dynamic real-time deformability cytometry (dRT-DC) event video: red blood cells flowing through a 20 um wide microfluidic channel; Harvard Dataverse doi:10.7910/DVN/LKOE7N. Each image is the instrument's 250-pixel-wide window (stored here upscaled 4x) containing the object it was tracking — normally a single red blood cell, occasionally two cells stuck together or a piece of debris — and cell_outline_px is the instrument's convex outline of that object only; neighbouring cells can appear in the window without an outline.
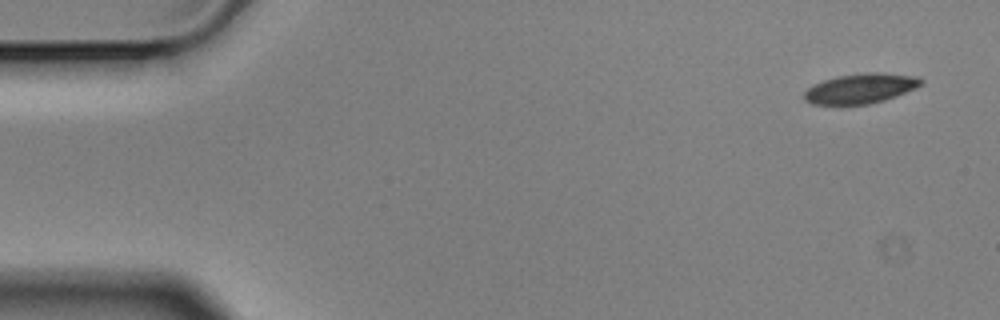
{"species": "Egyptian fruit bat (a non-hibernating species)", "species_latin": "Rousettus aegyptiacus", "temperature_condition": "cold", "stored_images_in_passage": 7, "camera_frame_rate_fps": 3000, "um_per_image_px": 0.085, "animal": {"sex": "male"}, "frame": {"image": 1, "passage_image": 1, "time_ms": 0.0, "image_size_px": [1000, 320], "cell_outline_px": [[924, 80], [916, 88], [896, 96], [884, 100], [868, 104], [812, 104], [804, 100], [804, 92], [812, 84], [836, 76], [868, 72], [880, 72], [916, 76]], "centroid_in_image_um": [73.14, 7.51], "position_along_channel_um": 11.9, "area_um2": 20.35}}
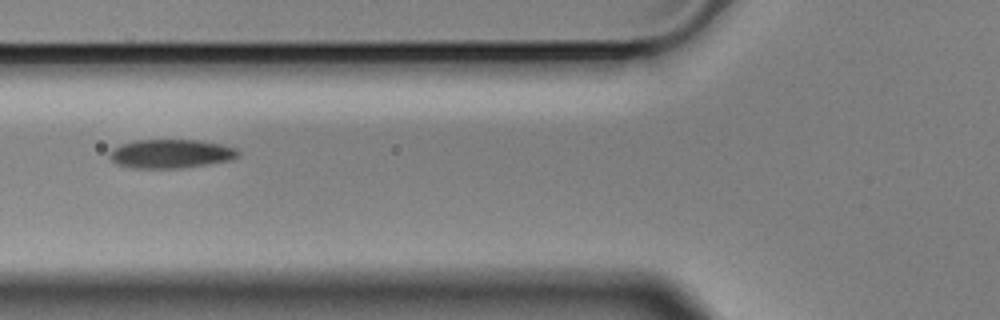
{"frame": {"image": 2, "passage_image": 6, "time_ms": 1.667, "image_size_px": [1000, 320], "cell_outline_px": [[240, 156], [232, 160], [208, 164], [180, 168], [132, 168], [116, 164], [108, 156], [112, 148], [120, 144], [136, 140], [200, 140], [220, 144], [236, 148], [240, 152]], "centroid_in_image_um": [14.52, 13.07], "position_along_channel_um": 111.3, "area_um2": 21.79}}
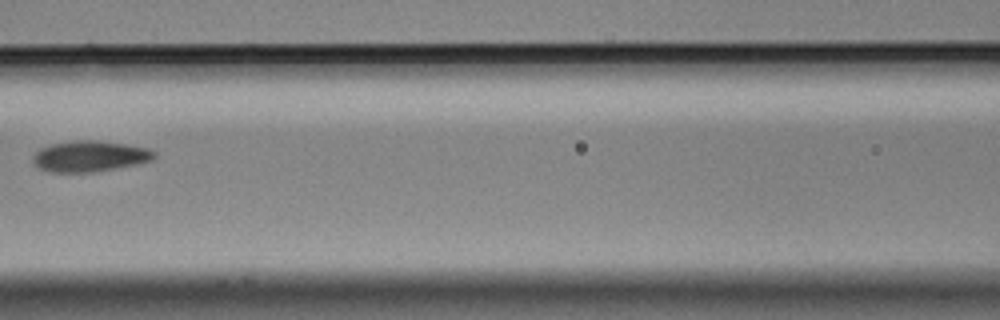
{"frame": {"image": 3, "passage_image": 7, "time_ms": 2.0, "image_size_px": [1000, 320], "cell_outline_px": [[156, 156], [152, 160], [136, 164], [96, 172], [48, 172], [40, 168], [32, 160], [32, 156], [40, 148], [52, 144], [72, 140], [100, 140], [148, 148], [156, 152]], "centroid_in_image_um": [7.63, 13.27], "position_along_channel_um": 159.0, "area_um2": 21.91}}